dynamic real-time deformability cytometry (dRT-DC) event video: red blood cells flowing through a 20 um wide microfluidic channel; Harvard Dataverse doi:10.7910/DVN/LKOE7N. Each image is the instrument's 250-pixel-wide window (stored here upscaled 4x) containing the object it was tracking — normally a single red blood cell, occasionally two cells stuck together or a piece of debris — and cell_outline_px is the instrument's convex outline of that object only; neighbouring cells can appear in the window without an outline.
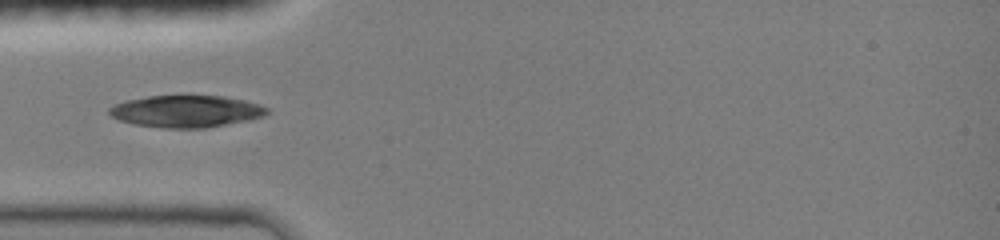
{"species": "common noctule bat (a hibernating species)", "species_latin": "Nyctalus noctula", "temperature_condition": "room temperature", "stored_images_in_passage": 6, "camera_frame_rate_fps": 3000, "um_per_image_px": 0.085, "animal": {"sex": "female", "body_mass_g": 19.0, "forearm_length_mm": 51.5}, "frame": {"image": 1, "passage_image": 5, "time_ms": 3.0, "image_size_px": [1000, 240], "cell_outline_px": [[268, 112], [264, 116], [204, 128], [164, 128], [136, 124], [120, 120], [112, 116], [108, 112], [108, 108], [124, 100], [148, 96], [224, 96], [244, 100], [260, 104], [268, 108]], "centroid_in_image_um": [15.8, 9.45], "position_along_channel_um": 69.2, "area_um2": 29.07}}